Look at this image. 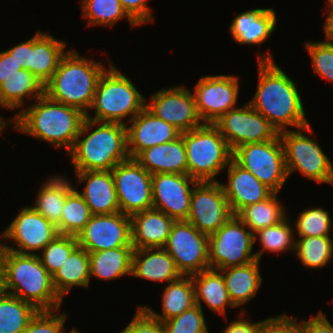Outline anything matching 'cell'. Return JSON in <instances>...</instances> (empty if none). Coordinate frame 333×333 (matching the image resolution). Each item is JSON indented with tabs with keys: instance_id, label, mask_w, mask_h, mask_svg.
Listing matches in <instances>:
<instances>
[{
	"instance_id": "1",
	"label": "cell",
	"mask_w": 333,
	"mask_h": 333,
	"mask_svg": "<svg viewBox=\"0 0 333 333\" xmlns=\"http://www.w3.org/2000/svg\"><path fill=\"white\" fill-rule=\"evenodd\" d=\"M258 86L248 103L264 115L277 132L302 128L308 122L296 83L275 64L270 51L259 55Z\"/></svg>"
},
{
	"instance_id": "2",
	"label": "cell",
	"mask_w": 333,
	"mask_h": 333,
	"mask_svg": "<svg viewBox=\"0 0 333 333\" xmlns=\"http://www.w3.org/2000/svg\"><path fill=\"white\" fill-rule=\"evenodd\" d=\"M14 129L37 137L59 149L73 148L86 114L80 109L57 102L43 94L35 104L14 117Z\"/></svg>"
},
{
	"instance_id": "3",
	"label": "cell",
	"mask_w": 333,
	"mask_h": 333,
	"mask_svg": "<svg viewBox=\"0 0 333 333\" xmlns=\"http://www.w3.org/2000/svg\"><path fill=\"white\" fill-rule=\"evenodd\" d=\"M4 291L31 303L39 311L58 310L62 299L56 293L52 276L37 254H19L2 248ZM10 290V291H9Z\"/></svg>"
},
{
	"instance_id": "4",
	"label": "cell",
	"mask_w": 333,
	"mask_h": 333,
	"mask_svg": "<svg viewBox=\"0 0 333 333\" xmlns=\"http://www.w3.org/2000/svg\"><path fill=\"white\" fill-rule=\"evenodd\" d=\"M95 125L98 128L90 132ZM126 127L85 118L73 148L67 153L75 171H111L118 163L128 160Z\"/></svg>"
},
{
	"instance_id": "5",
	"label": "cell",
	"mask_w": 333,
	"mask_h": 333,
	"mask_svg": "<svg viewBox=\"0 0 333 333\" xmlns=\"http://www.w3.org/2000/svg\"><path fill=\"white\" fill-rule=\"evenodd\" d=\"M105 70L102 62L86 59L70 49L60 59L57 70L44 85V94L88 114L97 83Z\"/></svg>"
},
{
	"instance_id": "6",
	"label": "cell",
	"mask_w": 333,
	"mask_h": 333,
	"mask_svg": "<svg viewBox=\"0 0 333 333\" xmlns=\"http://www.w3.org/2000/svg\"><path fill=\"white\" fill-rule=\"evenodd\" d=\"M146 99L133 85L130 79L118 71L111 63L97 83L94 100L90 109L96 115L86 114V118L99 122H115L127 125L123 120L131 121L145 108Z\"/></svg>"
},
{
	"instance_id": "7",
	"label": "cell",
	"mask_w": 333,
	"mask_h": 333,
	"mask_svg": "<svg viewBox=\"0 0 333 333\" xmlns=\"http://www.w3.org/2000/svg\"><path fill=\"white\" fill-rule=\"evenodd\" d=\"M186 149L188 175L198 182L218 181L215 176L229 165L233 152L219 129L211 123L181 133Z\"/></svg>"
},
{
	"instance_id": "8",
	"label": "cell",
	"mask_w": 333,
	"mask_h": 333,
	"mask_svg": "<svg viewBox=\"0 0 333 333\" xmlns=\"http://www.w3.org/2000/svg\"><path fill=\"white\" fill-rule=\"evenodd\" d=\"M305 133H314L311 125L295 130L278 132L281 139L285 166L288 176L299 170L305 177L317 183L333 184V166L328 156L323 152L316 140Z\"/></svg>"
},
{
	"instance_id": "9",
	"label": "cell",
	"mask_w": 333,
	"mask_h": 333,
	"mask_svg": "<svg viewBox=\"0 0 333 333\" xmlns=\"http://www.w3.org/2000/svg\"><path fill=\"white\" fill-rule=\"evenodd\" d=\"M232 159L273 193H279L288 179L279 135L272 140L239 146L233 151Z\"/></svg>"
},
{
	"instance_id": "10",
	"label": "cell",
	"mask_w": 333,
	"mask_h": 333,
	"mask_svg": "<svg viewBox=\"0 0 333 333\" xmlns=\"http://www.w3.org/2000/svg\"><path fill=\"white\" fill-rule=\"evenodd\" d=\"M238 217L233 215L216 232L209 235V265L211 269L223 270L242 266L256 260L252 253L254 234Z\"/></svg>"
},
{
	"instance_id": "11",
	"label": "cell",
	"mask_w": 333,
	"mask_h": 333,
	"mask_svg": "<svg viewBox=\"0 0 333 333\" xmlns=\"http://www.w3.org/2000/svg\"><path fill=\"white\" fill-rule=\"evenodd\" d=\"M209 235L200 232L187 220L175 221L164 249L173 258L182 276H190L210 268Z\"/></svg>"
},
{
	"instance_id": "12",
	"label": "cell",
	"mask_w": 333,
	"mask_h": 333,
	"mask_svg": "<svg viewBox=\"0 0 333 333\" xmlns=\"http://www.w3.org/2000/svg\"><path fill=\"white\" fill-rule=\"evenodd\" d=\"M111 173L120 212L132 216L153 208L152 174L135 159L118 163Z\"/></svg>"
},
{
	"instance_id": "13",
	"label": "cell",
	"mask_w": 333,
	"mask_h": 333,
	"mask_svg": "<svg viewBox=\"0 0 333 333\" xmlns=\"http://www.w3.org/2000/svg\"><path fill=\"white\" fill-rule=\"evenodd\" d=\"M213 124L232 152L241 145L272 140L278 135L266 117L248 102L241 108L236 107L226 112Z\"/></svg>"
},
{
	"instance_id": "14",
	"label": "cell",
	"mask_w": 333,
	"mask_h": 333,
	"mask_svg": "<svg viewBox=\"0 0 333 333\" xmlns=\"http://www.w3.org/2000/svg\"><path fill=\"white\" fill-rule=\"evenodd\" d=\"M232 216L228 199L219 181H202L193 185L187 221L200 232L210 235Z\"/></svg>"
},
{
	"instance_id": "15",
	"label": "cell",
	"mask_w": 333,
	"mask_h": 333,
	"mask_svg": "<svg viewBox=\"0 0 333 333\" xmlns=\"http://www.w3.org/2000/svg\"><path fill=\"white\" fill-rule=\"evenodd\" d=\"M145 107L156 117L172 124L180 133L203 125L194 94L185 86H174L156 92Z\"/></svg>"
},
{
	"instance_id": "16",
	"label": "cell",
	"mask_w": 333,
	"mask_h": 333,
	"mask_svg": "<svg viewBox=\"0 0 333 333\" xmlns=\"http://www.w3.org/2000/svg\"><path fill=\"white\" fill-rule=\"evenodd\" d=\"M232 75H207L195 86L197 112L203 123L213 124L223 114L236 108L239 83Z\"/></svg>"
},
{
	"instance_id": "17",
	"label": "cell",
	"mask_w": 333,
	"mask_h": 333,
	"mask_svg": "<svg viewBox=\"0 0 333 333\" xmlns=\"http://www.w3.org/2000/svg\"><path fill=\"white\" fill-rule=\"evenodd\" d=\"M76 238L78 246L88 252L133 246L131 216L122 212L92 215Z\"/></svg>"
},
{
	"instance_id": "18",
	"label": "cell",
	"mask_w": 333,
	"mask_h": 333,
	"mask_svg": "<svg viewBox=\"0 0 333 333\" xmlns=\"http://www.w3.org/2000/svg\"><path fill=\"white\" fill-rule=\"evenodd\" d=\"M57 227L31 206L21 208L16 218L1 234L2 239H12L18 248L2 244V248L19 254H35L58 235ZM34 251V252H33Z\"/></svg>"
},
{
	"instance_id": "19",
	"label": "cell",
	"mask_w": 333,
	"mask_h": 333,
	"mask_svg": "<svg viewBox=\"0 0 333 333\" xmlns=\"http://www.w3.org/2000/svg\"><path fill=\"white\" fill-rule=\"evenodd\" d=\"M197 182L188 174H152L153 208L175 221L187 220L193 191L191 184Z\"/></svg>"
},
{
	"instance_id": "20",
	"label": "cell",
	"mask_w": 333,
	"mask_h": 333,
	"mask_svg": "<svg viewBox=\"0 0 333 333\" xmlns=\"http://www.w3.org/2000/svg\"><path fill=\"white\" fill-rule=\"evenodd\" d=\"M127 126V150L135 159L143 150L174 141L181 133L172 125L156 117L146 107Z\"/></svg>"
},
{
	"instance_id": "21",
	"label": "cell",
	"mask_w": 333,
	"mask_h": 333,
	"mask_svg": "<svg viewBox=\"0 0 333 333\" xmlns=\"http://www.w3.org/2000/svg\"><path fill=\"white\" fill-rule=\"evenodd\" d=\"M65 43L46 32L38 31L26 41L25 69L45 85L57 70L60 59L67 52Z\"/></svg>"
},
{
	"instance_id": "22",
	"label": "cell",
	"mask_w": 333,
	"mask_h": 333,
	"mask_svg": "<svg viewBox=\"0 0 333 333\" xmlns=\"http://www.w3.org/2000/svg\"><path fill=\"white\" fill-rule=\"evenodd\" d=\"M221 186L233 215H237L248 205L267 199L273 193L233 159L228 165V185L221 183Z\"/></svg>"
},
{
	"instance_id": "23",
	"label": "cell",
	"mask_w": 333,
	"mask_h": 333,
	"mask_svg": "<svg viewBox=\"0 0 333 333\" xmlns=\"http://www.w3.org/2000/svg\"><path fill=\"white\" fill-rule=\"evenodd\" d=\"M79 183L86 182L82 196L92 215L120 212L111 171H75Z\"/></svg>"
},
{
	"instance_id": "24",
	"label": "cell",
	"mask_w": 333,
	"mask_h": 333,
	"mask_svg": "<svg viewBox=\"0 0 333 333\" xmlns=\"http://www.w3.org/2000/svg\"><path fill=\"white\" fill-rule=\"evenodd\" d=\"M175 220L150 208L131 216V242L134 249L163 248Z\"/></svg>"
},
{
	"instance_id": "25",
	"label": "cell",
	"mask_w": 333,
	"mask_h": 333,
	"mask_svg": "<svg viewBox=\"0 0 333 333\" xmlns=\"http://www.w3.org/2000/svg\"><path fill=\"white\" fill-rule=\"evenodd\" d=\"M135 160L151 174H188L185 142L182 135L174 141L143 150Z\"/></svg>"
},
{
	"instance_id": "26",
	"label": "cell",
	"mask_w": 333,
	"mask_h": 333,
	"mask_svg": "<svg viewBox=\"0 0 333 333\" xmlns=\"http://www.w3.org/2000/svg\"><path fill=\"white\" fill-rule=\"evenodd\" d=\"M276 13L273 8H256L238 14L229 31L239 44L262 45L274 32Z\"/></svg>"
},
{
	"instance_id": "27",
	"label": "cell",
	"mask_w": 333,
	"mask_h": 333,
	"mask_svg": "<svg viewBox=\"0 0 333 333\" xmlns=\"http://www.w3.org/2000/svg\"><path fill=\"white\" fill-rule=\"evenodd\" d=\"M131 275L156 282H173L182 275L164 248L134 249Z\"/></svg>"
},
{
	"instance_id": "28",
	"label": "cell",
	"mask_w": 333,
	"mask_h": 333,
	"mask_svg": "<svg viewBox=\"0 0 333 333\" xmlns=\"http://www.w3.org/2000/svg\"><path fill=\"white\" fill-rule=\"evenodd\" d=\"M191 281L195 290L196 302L201 308V300H203L211 311L223 316L226 315V306L236 307L229 297L220 270L208 268L191 275Z\"/></svg>"
},
{
	"instance_id": "29",
	"label": "cell",
	"mask_w": 333,
	"mask_h": 333,
	"mask_svg": "<svg viewBox=\"0 0 333 333\" xmlns=\"http://www.w3.org/2000/svg\"><path fill=\"white\" fill-rule=\"evenodd\" d=\"M259 260L249 264L229 267L222 272L227 291L232 303L239 307L253 299L262 284L259 273ZM224 273V274H223Z\"/></svg>"
},
{
	"instance_id": "30",
	"label": "cell",
	"mask_w": 333,
	"mask_h": 333,
	"mask_svg": "<svg viewBox=\"0 0 333 333\" xmlns=\"http://www.w3.org/2000/svg\"><path fill=\"white\" fill-rule=\"evenodd\" d=\"M90 281L89 253L86 249L77 246L68 256L59 270L52 277L56 293L63 297L70 292L73 286L88 288Z\"/></svg>"
},
{
	"instance_id": "31",
	"label": "cell",
	"mask_w": 333,
	"mask_h": 333,
	"mask_svg": "<svg viewBox=\"0 0 333 333\" xmlns=\"http://www.w3.org/2000/svg\"><path fill=\"white\" fill-rule=\"evenodd\" d=\"M44 94V84L26 69L17 70L5 78L0 85V107L16 109L22 107L28 95L36 100Z\"/></svg>"
},
{
	"instance_id": "32",
	"label": "cell",
	"mask_w": 333,
	"mask_h": 333,
	"mask_svg": "<svg viewBox=\"0 0 333 333\" xmlns=\"http://www.w3.org/2000/svg\"><path fill=\"white\" fill-rule=\"evenodd\" d=\"M133 246H124L109 250L88 252L90 277L114 280L131 275Z\"/></svg>"
},
{
	"instance_id": "33",
	"label": "cell",
	"mask_w": 333,
	"mask_h": 333,
	"mask_svg": "<svg viewBox=\"0 0 333 333\" xmlns=\"http://www.w3.org/2000/svg\"><path fill=\"white\" fill-rule=\"evenodd\" d=\"M162 294V311L160 315L148 306H143L154 318L164 322L180 315L185 310L197 304L195 290L190 276H181L179 279L170 282Z\"/></svg>"
},
{
	"instance_id": "34",
	"label": "cell",
	"mask_w": 333,
	"mask_h": 333,
	"mask_svg": "<svg viewBox=\"0 0 333 333\" xmlns=\"http://www.w3.org/2000/svg\"><path fill=\"white\" fill-rule=\"evenodd\" d=\"M73 189L70 182L60 175L51 177L40 188L37 200L31 207L57 226L61 220L66 197Z\"/></svg>"
},
{
	"instance_id": "35",
	"label": "cell",
	"mask_w": 333,
	"mask_h": 333,
	"mask_svg": "<svg viewBox=\"0 0 333 333\" xmlns=\"http://www.w3.org/2000/svg\"><path fill=\"white\" fill-rule=\"evenodd\" d=\"M277 195L278 193H272L267 199L248 205L237 214L253 234L262 228L276 225L287 217Z\"/></svg>"
},
{
	"instance_id": "36",
	"label": "cell",
	"mask_w": 333,
	"mask_h": 333,
	"mask_svg": "<svg viewBox=\"0 0 333 333\" xmlns=\"http://www.w3.org/2000/svg\"><path fill=\"white\" fill-rule=\"evenodd\" d=\"M38 312L31 303L4 292L0 295V333H21Z\"/></svg>"
},
{
	"instance_id": "37",
	"label": "cell",
	"mask_w": 333,
	"mask_h": 333,
	"mask_svg": "<svg viewBox=\"0 0 333 333\" xmlns=\"http://www.w3.org/2000/svg\"><path fill=\"white\" fill-rule=\"evenodd\" d=\"M91 216L88 205L74 188L66 197L60 223L56 226L58 233L77 237Z\"/></svg>"
},
{
	"instance_id": "38",
	"label": "cell",
	"mask_w": 333,
	"mask_h": 333,
	"mask_svg": "<svg viewBox=\"0 0 333 333\" xmlns=\"http://www.w3.org/2000/svg\"><path fill=\"white\" fill-rule=\"evenodd\" d=\"M295 254L308 268L324 267L333 258V241L330 236H299Z\"/></svg>"
},
{
	"instance_id": "39",
	"label": "cell",
	"mask_w": 333,
	"mask_h": 333,
	"mask_svg": "<svg viewBox=\"0 0 333 333\" xmlns=\"http://www.w3.org/2000/svg\"><path fill=\"white\" fill-rule=\"evenodd\" d=\"M83 17L87 18L89 26L103 25L112 27L124 17L131 26L138 24L127 14L120 0H82Z\"/></svg>"
},
{
	"instance_id": "40",
	"label": "cell",
	"mask_w": 333,
	"mask_h": 333,
	"mask_svg": "<svg viewBox=\"0 0 333 333\" xmlns=\"http://www.w3.org/2000/svg\"><path fill=\"white\" fill-rule=\"evenodd\" d=\"M256 234L262 246L261 250L255 252V256L259 261L265 250L275 253L289 251L290 249L295 251L296 240H294V231L291 228L288 217L276 225L262 228L254 233V241L257 238Z\"/></svg>"
},
{
	"instance_id": "41",
	"label": "cell",
	"mask_w": 333,
	"mask_h": 333,
	"mask_svg": "<svg viewBox=\"0 0 333 333\" xmlns=\"http://www.w3.org/2000/svg\"><path fill=\"white\" fill-rule=\"evenodd\" d=\"M77 246L78 241L75 236L58 234L42 249V257L38 254L39 259L53 277Z\"/></svg>"
},
{
	"instance_id": "42",
	"label": "cell",
	"mask_w": 333,
	"mask_h": 333,
	"mask_svg": "<svg viewBox=\"0 0 333 333\" xmlns=\"http://www.w3.org/2000/svg\"><path fill=\"white\" fill-rule=\"evenodd\" d=\"M331 217L322 207L307 209L299 214L296 220V231L299 236H329Z\"/></svg>"
},
{
	"instance_id": "43",
	"label": "cell",
	"mask_w": 333,
	"mask_h": 333,
	"mask_svg": "<svg viewBox=\"0 0 333 333\" xmlns=\"http://www.w3.org/2000/svg\"><path fill=\"white\" fill-rule=\"evenodd\" d=\"M163 323L165 333H208L203 309L196 304Z\"/></svg>"
},
{
	"instance_id": "44",
	"label": "cell",
	"mask_w": 333,
	"mask_h": 333,
	"mask_svg": "<svg viewBox=\"0 0 333 333\" xmlns=\"http://www.w3.org/2000/svg\"><path fill=\"white\" fill-rule=\"evenodd\" d=\"M314 73L333 82V43L329 41L307 42Z\"/></svg>"
},
{
	"instance_id": "45",
	"label": "cell",
	"mask_w": 333,
	"mask_h": 333,
	"mask_svg": "<svg viewBox=\"0 0 333 333\" xmlns=\"http://www.w3.org/2000/svg\"><path fill=\"white\" fill-rule=\"evenodd\" d=\"M67 319L66 312L39 311L21 333H64V323ZM73 328L70 333H80Z\"/></svg>"
},
{
	"instance_id": "46",
	"label": "cell",
	"mask_w": 333,
	"mask_h": 333,
	"mask_svg": "<svg viewBox=\"0 0 333 333\" xmlns=\"http://www.w3.org/2000/svg\"><path fill=\"white\" fill-rule=\"evenodd\" d=\"M120 333H165L163 323L139 306L131 322Z\"/></svg>"
},
{
	"instance_id": "47",
	"label": "cell",
	"mask_w": 333,
	"mask_h": 333,
	"mask_svg": "<svg viewBox=\"0 0 333 333\" xmlns=\"http://www.w3.org/2000/svg\"><path fill=\"white\" fill-rule=\"evenodd\" d=\"M258 333H300L296 318L281 314L262 321Z\"/></svg>"
},
{
	"instance_id": "48",
	"label": "cell",
	"mask_w": 333,
	"mask_h": 333,
	"mask_svg": "<svg viewBox=\"0 0 333 333\" xmlns=\"http://www.w3.org/2000/svg\"><path fill=\"white\" fill-rule=\"evenodd\" d=\"M148 0H120L127 14L138 24L152 22L151 11L147 6Z\"/></svg>"
},
{
	"instance_id": "49",
	"label": "cell",
	"mask_w": 333,
	"mask_h": 333,
	"mask_svg": "<svg viewBox=\"0 0 333 333\" xmlns=\"http://www.w3.org/2000/svg\"><path fill=\"white\" fill-rule=\"evenodd\" d=\"M298 324L300 333H333V325L322 311H319L315 317Z\"/></svg>"
},
{
	"instance_id": "50",
	"label": "cell",
	"mask_w": 333,
	"mask_h": 333,
	"mask_svg": "<svg viewBox=\"0 0 333 333\" xmlns=\"http://www.w3.org/2000/svg\"><path fill=\"white\" fill-rule=\"evenodd\" d=\"M23 69L20 64L7 51L0 52V85L6 77Z\"/></svg>"
},
{
	"instance_id": "51",
	"label": "cell",
	"mask_w": 333,
	"mask_h": 333,
	"mask_svg": "<svg viewBox=\"0 0 333 333\" xmlns=\"http://www.w3.org/2000/svg\"><path fill=\"white\" fill-rule=\"evenodd\" d=\"M262 321L251 323L243 317L232 321L223 333H258Z\"/></svg>"
},
{
	"instance_id": "52",
	"label": "cell",
	"mask_w": 333,
	"mask_h": 333,
	"mask_svg": "<svg viewBox=\"0 0 333 333\" xmlns=\"http://www.w3.org/2000/svg\"><path fill=\"white\" fill-rule=\"evenodd\" d=\"M25 69L26 62V41L6 50Z\"/></svg>"
},
{
	"instance_id": "53",
	"label": "cell",
	"mask_w": 333,
	"mask_h": 333,
	"mask_svg": "<svg viewBox=\"0 0 333 333\" xmlns=\"http://www.w3.org/2000/svg\"><path fill=\"white\" fill-rule=\"evenodd\" d=\"M326 17L327 18H325L326 20L323 26L325 38L326 41L333 43V7H329Z\"/></svg>"
},
{
	"instance_id": "54",
	"label": "cell",
	"mask_w": 333,
	"mask_h": 333,
	"mask_svg": "<svg viewBox=\"0 0 333 333\" xmlns=\"http://www.w3.org/2000/svg\"><path fill=\"white\" fill-rule=\"evenodd\" d=\"M4 291V279H3V266L0 261V295L3 294Z\"/></svg>"
},
{
	"instance_id": "55",
	"label": "cell",
	"mask_w": 333,
	"mask_h": 333,
	"mask_svg": "<svg viewBox=\"0 0 333 333\" xmlns=\"http://www.w3.org/2000/svg\"><path fill=\"white\" fill-rule=\"evenodd\" d=\"M7 123L9 122H6L2 116H0V134L1 132L5 129V127H7Z\"/></svg>"
},
{
	"instance_id": "56",
	"label": "cell",
	"mask_w": 333,
	"mask_h": 333,
	"mask_svg": "<svg viewBox=\"0 0 333 333\" xmlns=\"http://www.w3.org/2000/svg\"><path fill=\"white\" fill-rule=\"evenodd\" d=\"M327 2L329 4L328 7H333V0H328Z\"/></svg>"
}]
</instances>
